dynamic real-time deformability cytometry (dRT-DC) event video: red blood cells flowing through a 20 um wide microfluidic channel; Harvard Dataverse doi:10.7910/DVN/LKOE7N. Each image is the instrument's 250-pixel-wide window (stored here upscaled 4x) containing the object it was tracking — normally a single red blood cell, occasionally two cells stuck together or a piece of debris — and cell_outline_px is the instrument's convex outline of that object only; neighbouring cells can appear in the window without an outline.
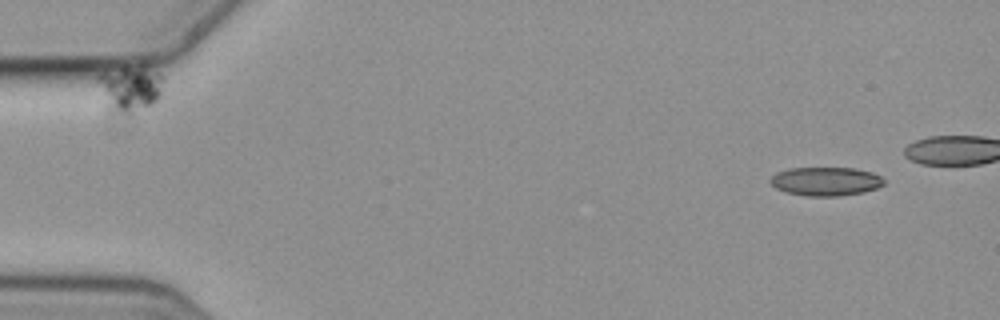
{"species": "common noctule bat (a hibernating species)", "species_latin": "Nyctalus noctula", "temperature_condition": "cold", "stored_images_in_passage": 11, "camera_frame_rate_fps": 3000, "um_per_image_px": 0.085, "animal": {"sex": "female", "body_mass_g": 19.3, "forearm_length_mm": 54.1}, "frame": {"image": 1, "passage_image": 1, "time_ms": 0.0, "image_size_px": [1000, 320], "cell_outline_px": [[884, 184], [876, 188], [864, 192], [836, 196], [808, 196], [788, 192], [776, 188], [772, 184], [772, 176], [776, 172], [788, 168], [856, 168], [872, 172], [880, 176], [884, 180]], "centroid_in_image_um": [70.21, 15.4], "position_along_channel_um": 14.8, "area_um2": 18.84}}
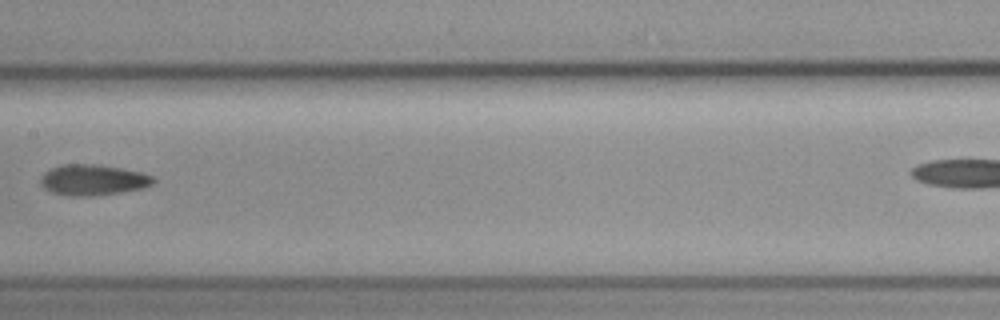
{"frame": {"image": 2, "passage_image": 8, "time_ms": 2.333, "image_size_px": [1000, 320], "cell_outline_px": [[156, 180], [152, 184], [144, 188], [96, 196], [68, 196], [52, 192], [44, 188], [40, 184], [40, 180], [44, 172], [60, 164], [100, 164], [140, 172], [152, 176]], "centroid_in_image_um": [7.89, 15.29], "position_along_channel_um": 199.5, "area_um2": 20.35}}
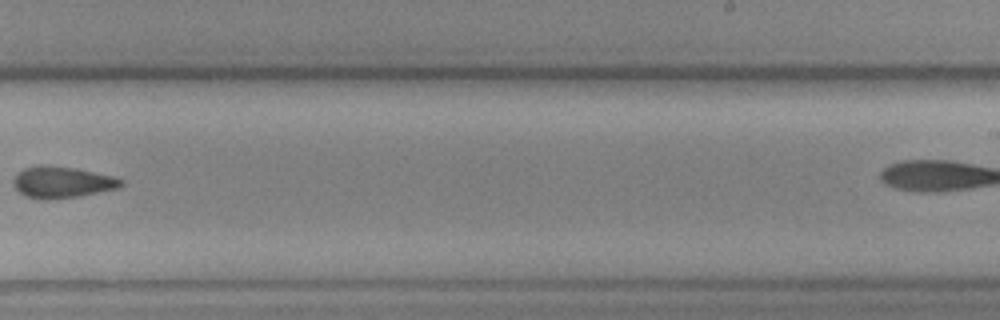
{"frame": {"image": 3, "passage_image": 10, "time_ms": 3.0, "image_size_px": [1000, 320], "cell_outline_px": [[124, 184], [116, 188], [80, 196], [52, 200], [40, 200], [24, 196], [16, 188], [12, 180], [16, 172], [24, 168], [36, 164], [48, 164], [72, 168], [112, 176], [124, 180]], "centroid_in_image_um": [5.2, 15.49], "position_along_channel_um": 283.8, "area_um2": 19.94}}